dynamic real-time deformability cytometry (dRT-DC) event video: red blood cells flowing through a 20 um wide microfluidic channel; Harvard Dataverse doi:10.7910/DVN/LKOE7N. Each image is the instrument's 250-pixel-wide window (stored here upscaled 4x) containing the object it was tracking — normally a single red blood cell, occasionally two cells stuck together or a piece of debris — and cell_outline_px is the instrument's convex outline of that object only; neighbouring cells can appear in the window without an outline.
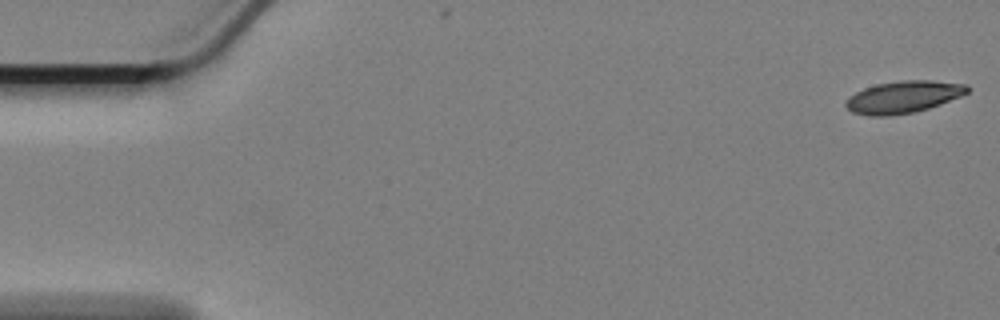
{"species": "Egyptian fruit bat (a non-hibernating species)", "species_latin": "Rousettus aegyptiacus", "temperature_condition": "cold", "stored_images_in_passage": 8, "camera_frame_rate_fps": 3000, "um_per_image_px": 0.085, "animal": {"sex": "female"}, "frame": {"image": 1, "passage_image": 1, "time_ms": 0.0, "image_size_px": [1000, 320], "cell_outline_px": [[968, 92], [960, 96], [940, 104], [916, 112], [892, 116], [868, 116], [852, 112], [844, 104], [856, 92], [864, 88], [876, 84], [900, 80], [932, 80], [968, 84]], "centroid_in_image_um": [76.8, 8.24], "position_along_channel_um": 8.2, "area_um2": 22.72}}